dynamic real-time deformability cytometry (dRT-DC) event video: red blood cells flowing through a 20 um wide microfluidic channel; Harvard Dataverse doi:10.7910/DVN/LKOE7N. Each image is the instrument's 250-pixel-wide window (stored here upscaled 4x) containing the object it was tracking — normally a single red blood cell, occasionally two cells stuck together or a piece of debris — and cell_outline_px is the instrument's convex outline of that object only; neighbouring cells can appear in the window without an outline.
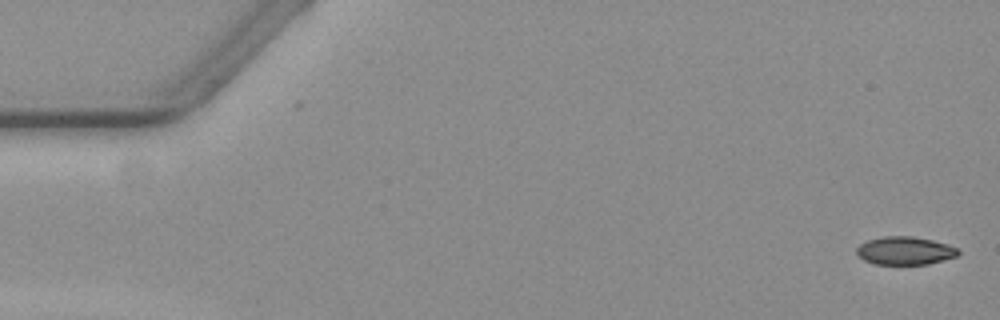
{"species": "common noctule bat (a hibernating species)", "species_latin": "Nyctalus noctula", "temperature_condition": "warm", "stored_images_in_passage": 58, "camera_frame_rate_fps": 3000, "um_per_image_px": 0.085, "animal": {"sex": "female", "body_mass_g": 19.3, "forearm_length_mm": 54.1}, "frame": {"image": 1, "passage_image": 1, "time_ms": 0.0, "image_size_px": [1000, 320], "cell_outline_px": [[960, 252], [956, 256], [928, 264], [872, 264], [864, 260], [856, 252], [856, 248], [860, 244], [868, 240], [884, 236], [912, 236], [932, 240], [956, 248]], "centroid_in_image_um": [76.88, 21.31], "position_along_channel_um": 8.1, "area_um2": 16.42}}
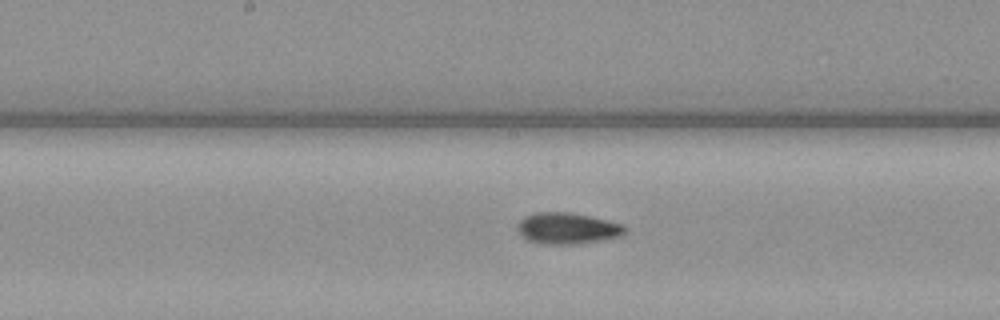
{"frame": {"image": 2, "passage_image": 29, "time_ms": 9.333, "image_size_px": [1000, 320], "cell_outline_px": [[628, 228], [624, 236], [604, 240], [576, 244], [544, 244], [528, 240], [520, 232], [520, 220], [524, 216], [536, 212], [568, 212], [588, 216], [624, 224]], "centroid_in_image_um": [48.32, 19.41], "position_along_channel_um": 199.9, "area_um2": 19.54}}
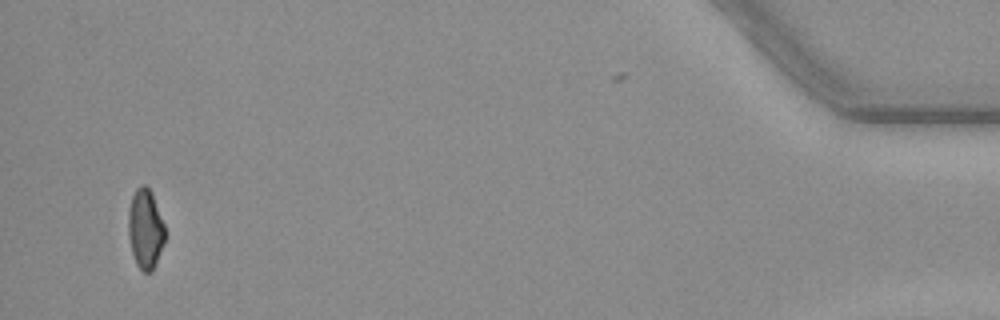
{"frame": {"image": 3, "passage_image": 55, "time_ms": 18.0, "image_size_px": [1000, 320], "cell_outline_px": [[164, 240], [156, 264], [152, 272], [144, 272], [136, 264], [132, 252], [128, 232], [128, 212], [132, 196], [136, 188], [140, 184], [144, 184], [152, 192], [164, 224]], "centroid_in_image_um": [12.34, 19.44], "position_along_channel_um": 422.9, "area_um2": 16.94}, "authors_computed_cell_mechanics": {"area_um2": 18.0047, "velocity_mm_per_s": 3.5841, "shape_relaxation_time_tau1_ms": 7.7979, "shape_relaxation_time_tau2_ms": 4.185, "deformation_change_tau1": 0.1789, "deformation_change_tau2": 0.0811}}